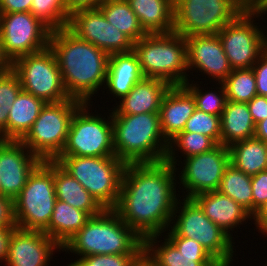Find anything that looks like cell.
<instances>
[{
	"label": "cell",
	"instance_id": "1",
	"mask_svg": "<svg viewBox=\"0 0 267 266\" xmlns=\"http://www.w3.org/2000/svg\"><path fill=\"white\" fill-rule=\"evenodd\" d=\"M177 174L167 161L125 165L113 210L142 239L163 234L171 225L180 197Z\"/></svg>",
	"mask_w": 267,
	"mask_h": 266
},
{
	"label": "cell",
	"instance_id": "2",
	"mask_svg": "<svg viewBox=\"0 0 267 266\" xmlns=\"http://www.w3.org/2000/svg\"><path fill=\"white\" fill-rule=\"evenodd\" d=\"M49 47L54 52L70 98L83 104L93 103L94 94L102 87V93L105 92L109 54L79 39L68 28L52 30Z\"/></svg>",
	"mask_w": 267,
	"mask_h": 266
},
{
	"label": "cell",
	"instance_id": "3",
	"mask_svg": "<svg viewBox=\"0 0 267 266\" xmlns=\"http://www.w3.org/2000/svg\"><path fill=\"white\" fill-rule=\"evenodd\" d=\"M115 156L125 164L165 161V140L159 113L111 115Z\"/></svg>",
	"mask_w": 267,
	"mask_h": 266
},
{
	"label": "cell",
	"instance_id": "4",
	"mask_svg": "<svg viewBox=\"0 0 267 266\" xmlns=\"http://www.w3.org/2000/svg\"><path fill=\"white\" fill-rule=\"evenodd\" d=\"M77 258L89 255L143 253V239L113 209H105L62 247Z\"/></svg>",
	"mask_w": 267,
	"mask_h": 266
},
{
	"label": "cell",
	"instance_id": "5",
	"mask_svg": "<svg viewBox=\"0 0 267 266\" xmlns=\"http://www.w3.org/2000/svg\"><path fill=\"white\" fill-rule=\"evenodd\" d=\"M133 52L138 58L144 78L160 79L170 86L184 85L190 80L186 40L174 31L146 34L133 43Z\"/></svg>",
	"mask_w": 267,
	"mask_h": 266
},
{
	"label": "cell",
	"instance_id": "6",
	"mask_svg": "<svg viewBox=\"0 0 267 266\" xmlns=\"http://www.w3.org/2000/svg\"><path fill=\"white\" fill-rule=\"evenodd\" d=\"M171 224L173 226L170 225L166 230L168 232L164 234L179 235L195 240L221 266H233V258L234 255L236 256L234 253L236 247L233 244L236 242L211 221L193 199H179L173 212Z\"/></svg>",
	"mask_w": 267,
	"mask_h": 266
},
{
	"label": "cell",
	"instance_id": "7",
	"mask_svg": "<svg viewBox=\"0 0 267 266\" xmlns=\"http://www.w3.org/2000/svg\"><path fill=\"white\" fill-rule=\"evenodd\" d=\"M55 161L105 209L116 206L126 165L123 161L116 156H59Z\"/></svg>",
	"mask_w": 267,
	"mask_h": 266
},
{
	"label": "cell",
	"instance_id": "8",
	"mask_svg": "<svg viewBox=\"0 0 267 266\" xmlns=\"http://www.w3.org/2000/svg\"><path fill=\"white\" fill-rule=\"evenodd\" d=\"M56 200L53 161H42L14 199L17 228L43 231L49 225Z\"/></svg>",
	"mask_w": 267,
	"mask_h": 266
},
{
	"label": "cell",
	"instance_id": "9",
	"mask_svg": "<svg viewBox=\"0 0 267 266\" xmlns=\"http://www.w3.org/2000/svg\"><path fill=\"white\" fill-rule=\"evenodd\" d=\"M82 104L72 98L46 103L21 142L41 161H55L65 147L71 118Z\"/></svg>",
	"mask_w": 267,
	"mask_h": 266
},
{
	"label": "cell",
	"instance_id": "10",
	"mask_svg": "<svg viewBox=\"0 0 267 266\" xmlns=\"http://www.w3.org/2000/svg\"><path fill=\"white\" fill-rule=\"evenodd\" d=\"M90 104H82L73 114L67 141L60 156H115L111 112L109 116L106 115V119L105 115L96 110L94 114L90 107L93 104Z\"/></svg>",
	"mask_w": 267,
	"mask_h": 266
},
{
	"label": "cell",
	"instance_id": "11",
	"mask_svg": "<svg viewBox=\"0 0 267 266\" xmlns=\"http://www.w3.org/2000/svg\"><path fill=\"white\" fill-rule=\"evenodd\" d=\"M265 14L267 12L243 11L217 33L233 70L252 68L266 51L267 30L255 22L261 19L263 22Z\"/></svg>",
	"mask_w": 267,
	"mask_h": 266
},
{
	"label": "cell",
	"instance_id": "12",
	"mask_svg": "<svg viewBox=\"0 0 267 266\" xmlns=\"http://www.w3.org/2000/svg\"><path fill=\"white\" fill-rule=\"evenodd\" d=\"M243 12L233 0H174V32L217 34Z\"/></svg>",
	"mask_w": 267,
	"mask_h": 266
},
{
	"label": "cell",
	"instance_id": "13",
	"mask_svg": "<svg viewBox=\"0 0 267 266\" xmlns=\"http://www.w3.org/2000/svg\"><path fill=\"white\" fill-rule=\"evenodd\" d=\"M13 70L19 76L22 90L46 103L62 102L70 98L50 47L17 58L13 62Z\"/></svg>",
	"mask_w": 267,
	"mask_h": 266
},
{
	"label": "cell",
	"instance_id": "14",
	"mask_svg": "<svg viewBox=\"0 0 267 266\" xmlns=\"http://www.w3.org/2000/svg\"><path fill=\"white\" fill-rule=\"evenodd\" d=\"M51 31L31 12L0 14V42L12 62L48 48Z\"/></svg>",
	"mask_w": 267,
	"mask_h": 266
},
{
	"label": "cell",
	"instance_id": "15",
	"mask_svg": "<svg viewBox=\"0 0 267 266\" xmlns=\"http://www.w3.org/2000/svg\"><path fill=\"white\" fill-rule=\"evenodd\" d=\"M178 163L177 166L184 165L182 170L176 167V172H181L177 174L182 188L180 185L178 187L184 192L181 197L192 199L199 194L218 190L224 170L230 164L229 148L218 144L211 151L187 157Z\"/></svg>",
	"mask_w": 267,
	"mask_h": 266
},
{
	"label": "cell",
	"instance_id": "16",
	"mask_svg": "<svg viewBox=\"0 0 267 266\" xmlns=\"http://www.w3.org/2000/svg\"><path fill=\"white\" fill-rule=\"evenodd\" d=\"M68 29L79 39L92 43L109 55L133 51L134 42L110 24L99 8L74 12Z\"/></svg>",
	"mask_w": 267,
	"mask_h": 266
},
{
	"label": "cell",
	"instance_id": "17",
	"mask_svg": "<svg viewBox=\"0 0 267 266\" xmlns=\"http://www.w3.org/2000/svg\"><path fill=\"white\" fill-rule=\"evenodd\" d=\"M187 69L201 73L215 83H222L233 71L217 34L185 37ZM199 71V72H198ZM211 77V78H210Z\"/></svg>",
	"mask_w": 267,
	"mask_h": 266
},
{
	"label": "cell",
	"instance_id": "18",
	"mask_svg": "<svg viewBox=\"0 0 267 266\" xmlns=\"http://www.w3.org/2000/svg\"><path fill=\"white\" fill-rule=\"evenodd\" d=\"M41 162L21 141L0 139V194L15 199Z\"/></svg>",
	"mask_w": 267,
	"mask_h": 266
},
{
	"label": "cell",
	"instance_id": "19",
	"mask_svg": "<svg viewBox=\"0 0 267 266\" xmlns=\"http://www.w3.org/2000/svg\"><path fill=\"white\" fill-rule=\"evenodd\" d=\"M56 250V251H55ZM62 248L43 231L16 228L10 237L5 266H48Z\"/></svg>",
	"mask_w": 267,
	"mask_h": 266
},
{
	"label": "cell",
	"instance_id": "20",
	"mask_svg": "<svg viewBox=\"0 0 267 266\" xmlns=\"http://www.w3.org/2000/svg\"><path fill=\"white\" fill-rule=\"evenodd\" d=\"M195 109V98L184 85L168 89L159 109L161 130L167 142L183 131Z\"/></svg>",
	"mask_w": 267,
	"mask_h": 266
},
{
	"label": "cell",
	"instance_id": "21",
	"mask_svg": "<svg viewBox=\"0 0 267 266\" xmlns=\"http://www.w3.org/2000/svg\"><path fill=\"white\" fill-rule=\"evenodd\" d=\"M192 199L199 205L204 214L233 240L232 232L234 229L240 228L243 223L246 224L250 219H253V216L246 209L217 190L199 194Z\"/></svg>",
	"mask_w": 267,
	"mask_h": 266
},
{
	"label": "cell",
	"instance_id": "22",
	"mask_svg": "<svg viewBox=\"0 0 267 266\" xmlns=\"http://www.w3.org/2000/svg\"><path fill=\"white\" fill-rule=\"evenodd\" d=\"M170 87L163 80L143 78L108 112L111 111V115L159 113L162 99Z\"/></svg>",
	"mask_w": 267,
	"mask_h": 266
},
{
	"label": "cell",
	"instance_id": "23",
	"mask_svg": "<svg viewBox=\"0 0 267 266\" xmlns=\"http://www.w3.org/2000/svg\"><path fill=\"white\" fill-rule=\"evenodd\" d=\"M143 78L138 58L133 51L113 53L109 56L104 87L108 89V94L121 100Z\"/></svg>",
	"mask_w": 267,
	"mask_h": 266
},
{
	"label": "cell",
	"instance_id": "24",
	"mask_svg": "<svg viewBox=\"0 0 267 266\" xmlns=\"http://www.w3.org/2000/svg\"><path fill=\"white\" fill-rule=\"evenodd\" d=\"M162 236L164 240L159 239ZM143 252L156 266H221L212 256L181 255L165 234L145 237Z\"/></svg>",
	"mask_w": 267,
	"mask_h": 266
},
{
	"label": "cell",
	"instance_id": "25",
	"mask_svg": "<svg viewBox=\"0 0 267 266\" xmlns=\"http://www.w3.org/2000/svg\"><path fill=\"white\" fill-rule=\"evenodd\" d=\"M46 102L33 94L21 91L10 107L7 130L1 140L21 141L31 129Z\"/></svg>",
	"mask_w": 267,
	"mask_h": 266
},
{
	"label": "cell",
	"instance_id": "26",
	"mask_svg": "<svg viewBox=\"0 0 267 266\" xmlns=\"http://www.w3.org/2000/svg\"><path fill=\"white\" fill-rule=\"evenodd\" d=\"M146 34L174 31V0H126Z\"/></svg>",
	"mask_w": 267,
	"mask_h": 266
},
{
	"label": "cell",
	"instance_id": "27",
	"mask_svg": "<svg viewBox=\"0 0 267 266\" xmlns=\"http://www.w3.org/2000/svg\"><path fill=\"white\" fill-rule=\"evenodd\" d=\"M54 185L57 200L87 212L91 217L105 208L75 178L53 161Z\"/></svg>",
	"mask_w": 267,
	"mask_h": 266
},
{
	"label": "cell",
	"instance_id": "28",
	"mask_svg": "<svg viewBox=\"0 0 267 266\" xmlns=\"http://www.w3.org/2000/svg\"><path fill=\"white\" fill-rule=\"evenodd\" d=\"M221 144L226 147L254 137L256 124L247 103L227 101L220 116Z\"/></svg>",
	"mask_w": 267,
	"mask_h": 266
},
{
	"label": "cell",
	"instance_id": "29",
	"mask_svg": "<svg viewBox=\"0 0 267 266\" xmlns=\"http://www.w3.org/2000/svg\"><path fill=\"white\" fill-rule=\"evenodd\" d=\"M90 218L87 212L56 200L49 225L43 232L62 248Z\"/></svg>",
	"mask_w": 267,
	"mask_h": 266
},
{
	"label": "cell",
	"instance_id": "30",
	"mask_svg": "<svg viewBox=\"0 0 267 266\" xmlns=\"http://www.w3.org/2000/svg\"><path fill=\"white\" fill-rule=\"evenodd\" d=\"M229 148L230 163L247 175L267 170V143L257 137L239 141Z\"/></svg>",
	"mask_w": 267,
	"mask_h": 266
},
{
	"label": "cell",
	"instance_id": "31",
	"mask_svg": "<svg viewBox=\"0 0 267 266\" xmlns=\"http://www.w3.org/2000/svg\"><path fill=\"white\" fill-rule=\"evenodd\" d=\"M98 8L110 24L126 34L133 42L139 41L146 35L126 0H105Z\"/></svg>",
	"mask_w": 267,
	"mask_h": 266
},
{
	"label": "cell",
	"instance_id": "32",
	"mask_svg": "<svg viewBox=\"0 0 267 266\" xmlns=\"http://www.w3.org/2000/svg\"><path fill=\"white\" fill-rule=\"evenodd\" d=\"M232 198L253 216L251 176L235 168L231 163L225 168L218 190Z\"/></svg>",
	"mask_w": 267,
	"mask_h": 266
},
{
	"label": "cell",
	"instance_id": "33",
	"mask_svg": "<svg viewBox=\"0 0 267 266\" xmlns=\"http://www.w3.org/2000/svg\"><path fill=\"white\" fill-rule=\"evenodd\" d=\"M217 145L218 144L209 136L199 133L181 132L168 142L165 161L176 168L179 160V156H177L179 155L178 152H180V156L182 154L181 157L185 159L187 157L211 151Z\"/></svg>",
	"mask_w": 267,
	"mask_h": 266
},
{
	"label": "cell",
	"instance_id": "34",
	"mask_svg": "<svg viewBox=\"0 0 267 266\" xmlns=\"http://www.w3.org/2000/svg\"><path fill=\"white\" fill-rule=\"evenodd\" d=\"M222 83L227 101L248 103L257 95L256 79L252 68L235 69Z\"/></svg>",
	"mask_w": 267,
	"mask_h": 266
},
{
	"label": "cell",
	"instance_id": "35",
	"mask_svg": "<svg viewBox=\"0 0 267 266\" xmlns=\"http://www.w3.org/2000/svg\"><path fill=\"white\" fill-rule=\"evenodd\" d=\"M30 12L51 30L68 28L71 18L64 0H33Z\"/></svg>",
	"mask_w": 267,
	"mask_h": 266
},
{
	"label": "cell",
	"instance_id": "36",
	"mask_svg": "<svg viewBox=\"0 0 267 266\" xmlns=\"http://www.w3.org/2000/svg\"><path fill=\"white\" fill-rule=\"evenodd\" d=\"M194 80H188L184 86L191 92L196 101V108L200 111L206 112L208 114L221 116L226 103L227 96L223 83H216V90H208L205 92L202 89L199 81L193 83ZM191 82V83H190ZM200 85V86H199ZM201 88V89H200Z\"/></svg>",
	"mask_w": 267,
	"mask_h": 266
},
{
	"label": "cell",
	"instance_id": "37",
	"mask_svg": "<svg viewBox=\"0 0 267 266\" xmlns=\"http://www.w3.org/2000/svg\"><path fill=\"white\" fill-rule=\"evenodd\" d=\"M21 91L19 76L13 69L0 73V136L7 130L10 107Z\"/></svg>",
	"mask_w": 267,
	"mask_h": 266
},
{
	"label": "cell",
	"instance_id": "38",
	"mask_svg": "<svg viewBox=\"0 0 267 266\" xmlns=\"http://www.w3.org/2000/svg\"><path fill=\"white\" fill-rule=\"evenodd\" d=\"M182 132L203 134L212 138L217 144H221L220 116L208 114L196 108Z\"/></svg>",
	"mask_w": 267,
	"mask_h": 266
},
{
	"label": "cell",
	"instance_id": "39",
	"mask_svg": "<svg viewBox=\"0 0 267 266\" xmlns=\"http://www.w3.org/2000/svg\"><path fill=\"white\" fill-rule=\"evenodd\" d=\"M142 253L89 255L78 257L67 266H132Z\"/></svg>",
	"mask_w": 267,
	"mask_h": 266
},
{
	"label": "cell",
	"instance_id": "40",
	"mask_svg": "<svg viewBox=\"0 0 267 266\" xmlns=\"http://www.w3.org/2000/svg\"><path fill=\"white\" fill-rule=\"evenodd\" d=\"M253 215L267 202V170L251 176Z\"/></svg>",
	"mask_w": 267,
	"mask_h": 266
},
{
	"label": "cell",
	"instance_id": "41",
	"mask_svg": "<svg viewBox=\"0 0 267 266\" xmlns=\"http://www.w3.org/2000/svg\"><path fill=\"white\" fill-rule=\"evenodd\" d=\"M179 250L180 254L211 256L197 241L179 235H165Z\"/></svg>",
	"mask_w": 267,
	"mask_h": 266
},
{
	"label": "cell",
	"instance_id": "42",
	"mask_svg": "<svg viewBox=\"0 0 267 266\" xmlns=\"http://www.w3.org/2000/svg\"><path fill=\"white\" fill-rule=\"evenodd\" d=\"M0 228L16 229L14 199L0 194Z\"/></svg>",
	"mask_w": 267,
	"mask_h": 266
},
{
	"label": "cell",
	"instance_id": "43",
	"mask_svg": "<svg viewBox=\"0 0 267 266\" xmlns=\"http://www.w3.org/2000/svg\"><path fill=\"white\" fill-rule=\"evenodd\" d=\"M256 79L257 95L267 97V49L252 67Z\"/></svg>",
	"mask_w": 267,
	"mask_h": 266
},
{
	"label": "cell",
	"instance_id": "44",
	"mask_svg": "<svg viewBox=\"0 0 267 266\" xmlns=\"http://www.w3.org/2000/svg\"><path fill=\"white\" fill-rule=\"evenodd\" d=\"M247 105L255 124L267 118V97L256 95Z\"/></svg>",
	"mask_w": 267,
	"mask_h": 266
},
{
	"label": "cell",
	"instance_id": "45",
	"mask_svg": "<svg viewBox=\"0 0 267 266\" xmlns=\"http://www.w3.org/2000/svg\"><path fill=\"white\" fill-rule=\"evenodd\" d=\"M33 0H0V14L30 12Z\"/></svg>",
	"mask_w": 267,
	"mask_h": 266
},
{
	"label": "cell",
	"instance_id": "46",
	"mask_svg": "<svg viewBox=\"0 0 267 266\" xmlns=\"http://www.w3.org/2000/svg\"><path fill=\"white\" fill-rule=\"evenodd\" d=\"M104 1L105 0H64L68 12L71 15L79 10L98 8Z\"/></svg>",
	"mask_w": 267,
	"mask_h": 266
},
{
	"label": "cell",
	"instance_id": "47",
	"mask_svg": "<svg viewBox=\"0 0 267 266\" xmlns=\"http://www.w3.org/2000/svg\"><path fill=\"white\" fill-rule=\"evenodd\" d=\"M244 12H267V0H233Z\"/></svg>",
	"mask_w": 267,
	"mask_h": 266
},
{
	"label": "cell",
	"instance_id": "48",
	"mask_svg": "<svg viewBox=\"0 0 267 266\" xmlns=\"http://www.w3.org/2000/svg\"><path fill=\"white\" fill-rule=\"evenodd\" d=\"M253 220L258 233L260 232L265 235L263 237H267V202L253 215Z\"/></svg>",
	"mask_w": 267,
	"mask_h": 266
},
{
	"label": "cell",
	"instance_id": "49",
	"mask_svg": "<svg viewBox=\"0 0 267 266\" xmlns=\"http://www.w3.org/2000/svg\"><path fill=\"white\" fill-rule=\"evenodd\" d=\"M15 229L0 228V263L6 262L9 240Z\"/></svg>",
	"mask_w": 267,
	"mask_h": 266
},
{
	"label": "cell",
	"instance_id": "50",
	"mask_svg": "<svg viewBox=\"0 0 267 266\" xmlns=\"http://www.w3.org/2000/svg\"><path fill=\"white\" fill-rule=\"evenodd\" d=\"M13 69V62L5 54L3 45L0 42V73L7 72Z\"/></svg>",
	"mask_w": 267,
	"mask_h": 266
},
{
	"label": "cell",
	"instance_id": "51",
	"mask_svg": "<svg viewBox=\"0 0 267 266\" xmlns=\"http://www.w3.org/2000/svg\"><path fill=\"white\" fill-rule=\"evenodd\" d=\"M254 136L267 143V118L256 124Z\"/></svg>",
	"mask_w": 267,
	"mask_h": 266
},
{
	"label": "cell",
	"instance_id": "52",
	"mask_svg": "<svg viewBox=\"0 0 267 266\" xmlns=\"http://www.w3.org/2000/svg\"><path fill=\"white\" fill-rule=\"evenodd\" d=\"M132 266H156L149 257L143 252Z\"/></svg>",
	"mask_w": 267,
	"mask_h": 266
}]
</instances>
